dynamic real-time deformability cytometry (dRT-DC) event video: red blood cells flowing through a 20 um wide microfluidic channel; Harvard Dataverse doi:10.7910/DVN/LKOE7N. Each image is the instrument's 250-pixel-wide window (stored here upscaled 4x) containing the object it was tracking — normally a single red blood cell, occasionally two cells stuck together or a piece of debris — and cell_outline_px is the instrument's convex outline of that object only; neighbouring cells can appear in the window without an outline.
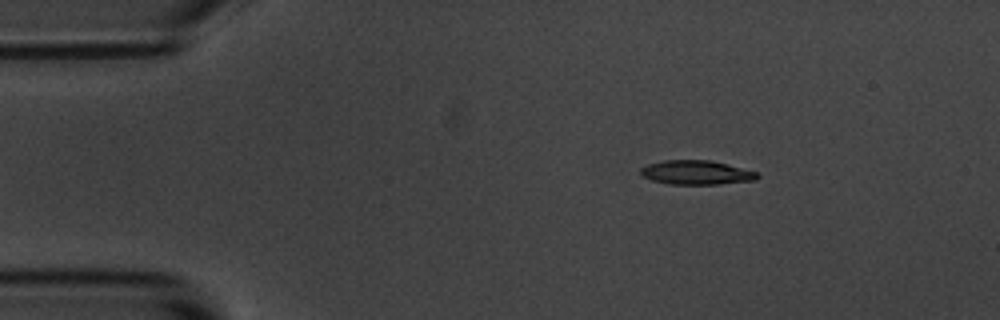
{"species": "common noctule bat (a hibernating species)", "species_latin": "Nyctalus noctula", "temperature_condition": "room temperature", "stored_images_in_passage": 3, "camera_frame_rate_fps": 3000, "um_per_image_px": 0.085, "animal": {"sex": "male", "body_mass_g": 20.1, "forearm_length_mm": 53.5}, "frame": {"image": 1, "passage_image": 1, "time_ms": 0.0, "image_size_px": [1000, 320], "cell_outline_px": [[760, 176], [756, 180], [716, 184], [668, 184], [652, 180], [640, 176], [640, 168], [648, 164], [664, 160], [712, 160], [760, 172]], "centroid_in_image_um": [59.21, 14.66], "position_along_channel_um": 25.8, "area_um2": 16.65}}
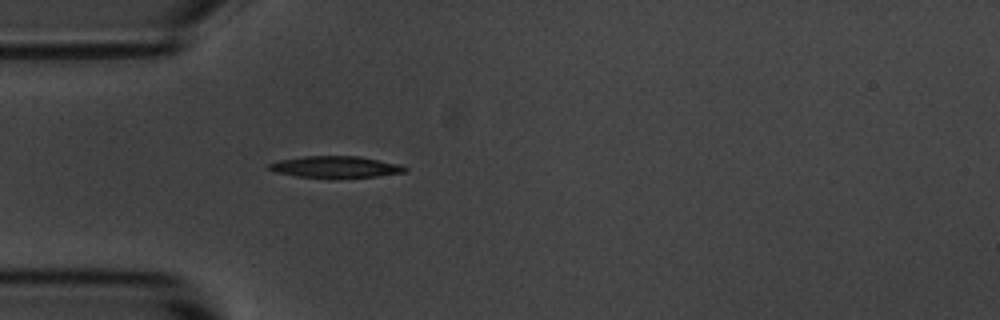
{"frame": {"image": 2, "passage_image": 3, "time_ms": 2.333, "image_size_px": [1000, 320], "cell_outline_px": [[408, 172], [376, 176], [332, 180], [296, 176], [276, 172], [268, 168], [268, 164], [280, 160], [300, 156], [360, 156], [400, 164], [408, 168]], "centroid_in_image_um": [28.55, 14.21], "position_along_channel_um": 56.5, "area_um2": 17.74}}